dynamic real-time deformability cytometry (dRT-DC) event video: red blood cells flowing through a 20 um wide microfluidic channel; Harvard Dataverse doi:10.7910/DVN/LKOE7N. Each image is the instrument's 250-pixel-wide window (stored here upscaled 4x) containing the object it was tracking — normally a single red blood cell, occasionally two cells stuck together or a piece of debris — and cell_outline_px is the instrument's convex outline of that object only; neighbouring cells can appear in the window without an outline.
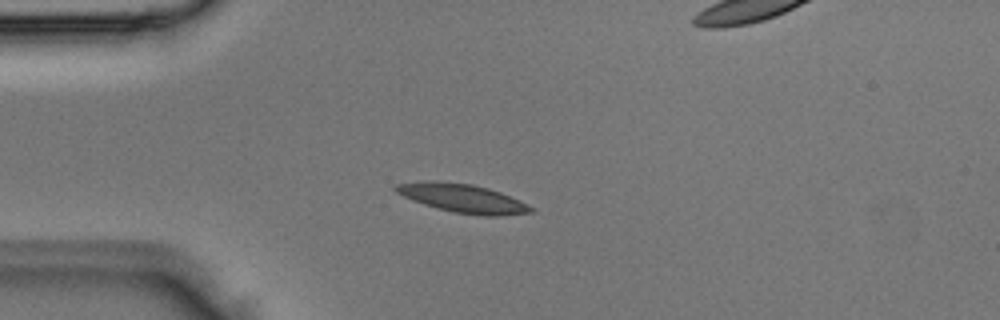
{"species": "Egyptian fruit bat (a non-hibernating species)", "species_latin": "Rousettus aegyptiacus", "temperature_condition": "room temperature", "stored_images_in_passage": 3, "camera_frame_rate_fps": 3000, "um_per_image_px": 0.085, "animal": {"sex": "male"}, "frame": {"image": 1, "passage_image": 2, "time_ms": 0.333, "image_size_px": [1000, 320], "cell_outline_px": [[536, 208], [532, 212], [500, 216], [484, 216], [452, 212], [436, 208], [412, 200], [396, 192], [392, 188], [396, 184], [428, 180], [436, 180], [472, 184], [488, 188], [500, 192]], "centroid_in_image_um": [39.31, 16.85], "position_along_channel_um": 45.7, "area_um2": 22.6}}